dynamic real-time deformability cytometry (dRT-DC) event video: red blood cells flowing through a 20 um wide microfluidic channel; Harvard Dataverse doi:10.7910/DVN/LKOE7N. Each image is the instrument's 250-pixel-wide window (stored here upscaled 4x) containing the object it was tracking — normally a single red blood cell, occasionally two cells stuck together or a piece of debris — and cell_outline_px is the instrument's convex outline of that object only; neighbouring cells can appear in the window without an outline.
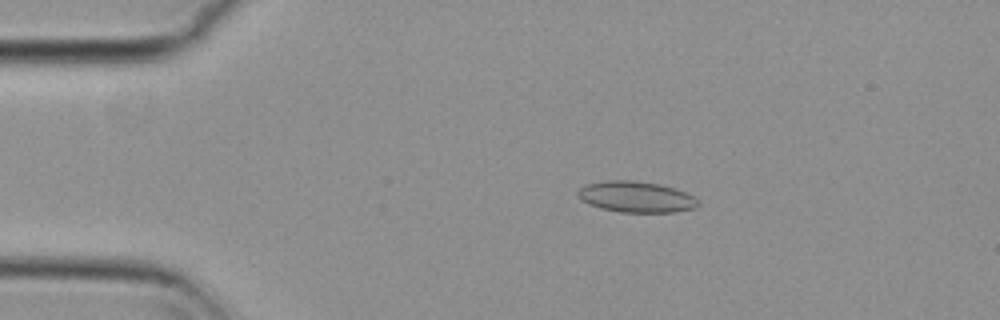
{"species": "common noctule bat (a hibernating species)", "species_latin": "Nyctalus noctula", "temperature_condition": "cold", "stored_images_in_passage": 56, "camera_frame_rate_fps": 3000, "um_per_image_px": 0.085, "animal": {"sex": "female", "body_mass_g": 29.2, "forearm_length_mm": 56.3}, "frame": {"image": 1, "passage_image": 11, "time_ms": 3.333, "image_size_px": [1000, 320], "cell_outline_px": [[700, 204], [696, 208], [676, 212], [620, 212], [600, 208], [588, 204], [580, 200], [576, 196], [576, 192], [584, 184], [608, 180], [636, 180], [660, 184], [684, 192], [692, 196]], "centroid_in_image_um": [54.01, 16.73], "position_along_channel_um": 31.0, "area_um2": 21.91}}
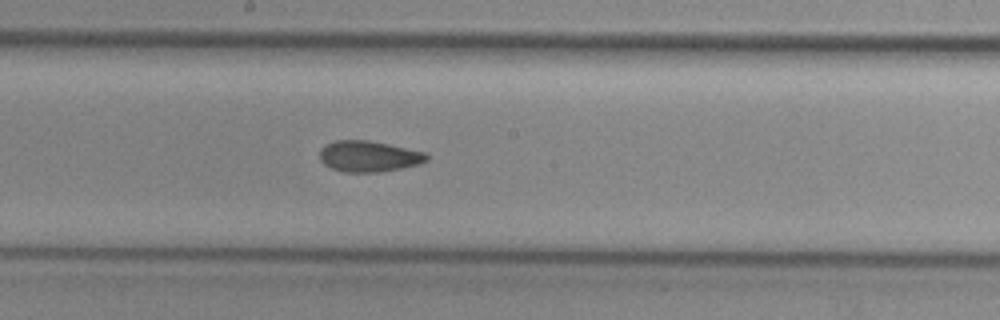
{"frame": {"image": 2, "passage_image": 30, "time_ms": 9.667, "image_size_px": [1000, 320], "cell_outline_px": [[428, 160], [420, 164], [380, 172], [340, 172], [324, 164], [320, 160], [320, 148], [324, 144], [336, 140], [368, 140], [388, 144], [424, 152], [428, 156]], "centroid_in_image_um": [31.31, 13.29], "position_along_channel_um": 216.9, "area_um2": 19.36}}
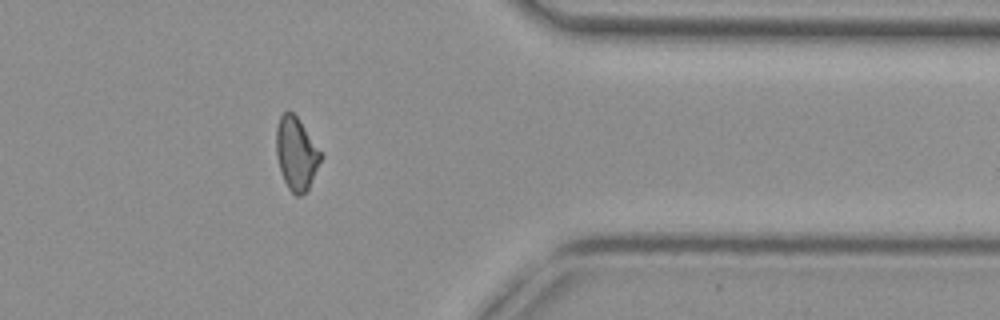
{"frame": {"image": 3, "passage_image": 45, "time_ms": 14.667, "image_size_px": [1000, 320], "cell_outline_px": [[320, 160], [308, 188], [300, 196], [296, 196], [288, 188], [284, 180], [276, 156], [276, 128], [280, 116], [288, 108], [296, 116], [320, 152]], "centroid_in_image_um": [25.13, 13.04], "position_along_channel_um": 386.3, "area_um2": 18.26}, "authors_computed_cell_mechanics": {"area_um2": 19.5653, "velocity_mm_per_s": 3.7293, "shape_relaxation_time_tau1_ms": null, "shape_relaxation_time_tau2_ms": 4.1706, "deformation_change_tau1": null, "deformation_change_tau2": 0.0944}}